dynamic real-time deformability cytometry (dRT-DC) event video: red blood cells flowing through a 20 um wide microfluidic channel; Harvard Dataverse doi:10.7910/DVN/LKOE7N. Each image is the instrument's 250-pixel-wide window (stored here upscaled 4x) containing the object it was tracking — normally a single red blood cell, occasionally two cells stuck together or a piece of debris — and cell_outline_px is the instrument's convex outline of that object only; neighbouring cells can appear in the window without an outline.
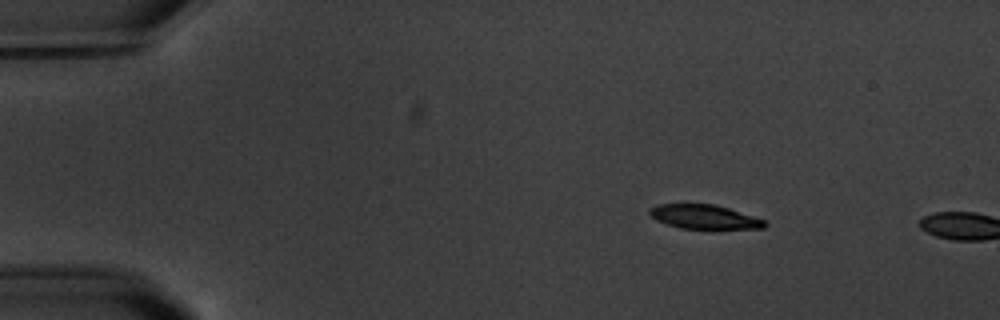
{"species": "common noctule bat (a hibernating species)", "species_latin": "Nyctalus noctula", "temperature_condition": "warm", "stored_images_in_passage": 2, "camera_frame_rate_fps": 3000, "um_per_image_px": 0.085, "animal": {"sex": "male", "body_mass_g": 20.1, "forearm_length_mm": 53.5}, "frame": {"image": 1, "passage_image": 1, "time_ms": 0.0, "image_size_px": [1000, 320], "cell_outline_px": [[768, 224], [764, 228], [680, 228], [656, 220], [648, 212], [648, 208], [656, 204], [716, 204], [764, 220]], "centroid_in_image_um": [59.82, 18.41], "position_along_channel_um": 25.2, "area_um2": 15.95}}